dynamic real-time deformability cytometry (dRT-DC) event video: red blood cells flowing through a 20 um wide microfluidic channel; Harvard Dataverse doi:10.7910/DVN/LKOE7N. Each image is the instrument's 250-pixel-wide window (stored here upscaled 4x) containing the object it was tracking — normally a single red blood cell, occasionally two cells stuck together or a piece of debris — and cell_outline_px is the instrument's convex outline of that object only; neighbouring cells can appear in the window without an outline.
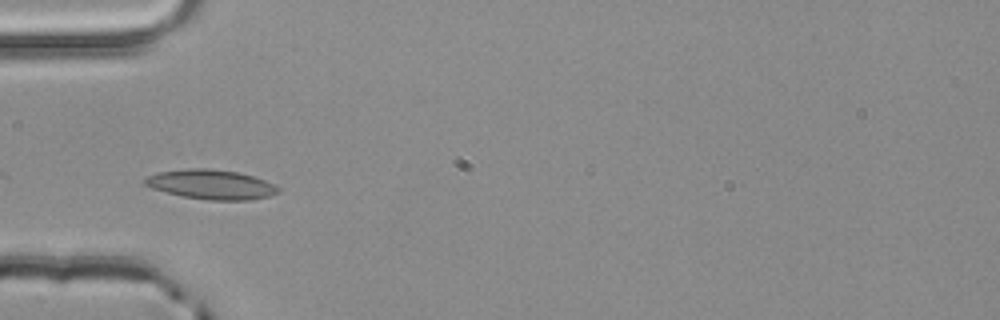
{"species": "common noctule bat (a hibernating species)", "species_latin": "Nyctalus noctula", "temperature_condition": "room temperature", "stored_images_in_passage": 2, "camera_frame_rate_fps": 3000, "um_per_image_px": 0.085, "animal": {"sex": "male", "body_mass_g": 20.4}, "frame": {"image": 1, "passage_image": 2, "time_ms": 0.333, "image_size_px": [1000, 320], "cell_outline_px": [[280, 192], [268, 196], [248, 200], [208, 200], [184, 196], [164, 192], [152, 188], [144, 184], [144, 180], [148, 176], [156, 172], [188, 168], [212, 168], [236, 172], [252, 176], [264, 180], [280, 188]], "centroid_in_image_um": [17.92, 15.67], "position_along_channel_um": 67.1, "area_um2": 22.89}}